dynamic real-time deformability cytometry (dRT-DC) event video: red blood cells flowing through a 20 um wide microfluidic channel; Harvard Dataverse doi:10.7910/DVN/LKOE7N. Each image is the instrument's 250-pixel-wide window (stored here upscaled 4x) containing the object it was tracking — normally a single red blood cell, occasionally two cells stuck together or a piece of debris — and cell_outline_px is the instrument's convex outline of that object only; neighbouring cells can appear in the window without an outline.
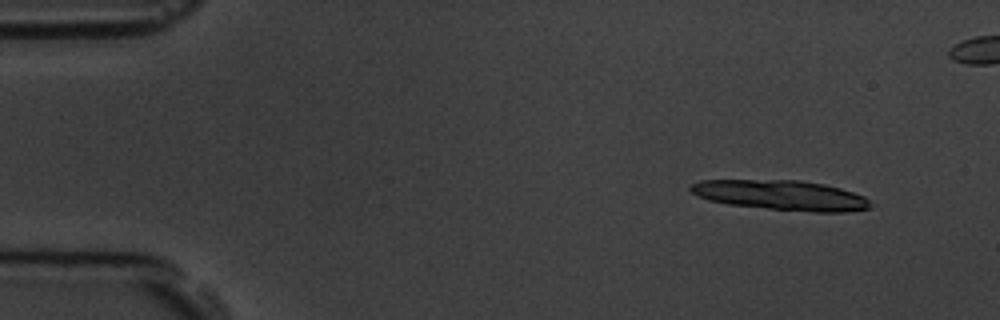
{"species": "common noctule bat (a hibernating species)", "species_latin": "Nyctalus noctula", "temperature_condition": "room temperature", "stored_images_in_passage": 5, "segment_of_instrument_passage": [1, 2], "camera_frame_rate_fps": 3000, "um_per_image_px": 0.085, "animal": {"sex": "male", "body_mass_g": 19.5, "forearm_length_mm": 54.6}, "frame": {"image": 1, "passage_image": 1, "time_ms": 0.0, "image_size_px": [1000, 320], "cell_outline_px": [[876, 204], [872, 208], [844, 212], [812, 212], [768, 208], [728, 204], [708, 200], [692, 192], [688, 188], [692, 184], [700, 180], [800, 180], [824, 184], [840, 188], [864, 196]], "centroid_in_image_um": [66.46, 16.59], "position_along_channel_um": 18.5, "area_um2": 31.44}}